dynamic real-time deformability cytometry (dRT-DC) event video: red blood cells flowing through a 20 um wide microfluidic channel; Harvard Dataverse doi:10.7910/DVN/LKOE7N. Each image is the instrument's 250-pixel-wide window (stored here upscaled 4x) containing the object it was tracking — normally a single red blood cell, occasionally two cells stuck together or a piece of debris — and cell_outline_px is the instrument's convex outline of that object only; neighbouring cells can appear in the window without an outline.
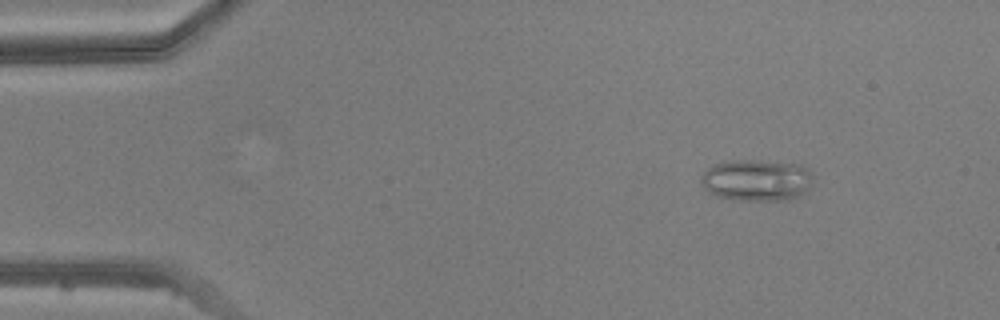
{"species": "common noctule bat (a hibernating species)", "species_latin": "Nyctalus noctula", "temperature_condition": "warm", "stored_images_in_passage": 50, "camera_frame_rate_fps": 3000, "um_per_image_px": 0.085, "animal": {"sex": "male", "body_mass_g": 20.5, "forearm_length_mm": 52.5}, "frame": {"image": 1, "passage_image": 7, "time_ms": 2.0, "image_size_px": [1000, 320], "cell_outline_px": [[812, 176], [808, 188], [804, 192], [788, 200], [740, 200], [716, 196], [708, 192], [704, 188], [700, 180], [700, 176], [708, 168], [724, 160], [756, 160], [800, 164]], "centroid_in_image_um": [64.25, 15.31], "position_along_channel_um": 20.8, "area_um2": 26.99}}
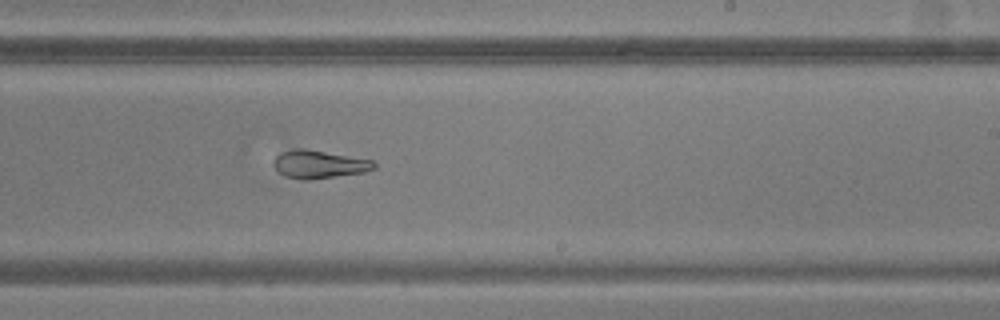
{"frame": {"image": 2, "passage_image": 31, "time_ms": 10.0, "image_size_px": [1000, 320], "cell_outline_px": [[376, 168], [364, 172], [308, 180], [304, 180], [284, 176], [276, 172], [272, 164], [276, 156], [280, 152], [292, 148], [304, 148], [372, 160], [376, 164]], "centroid_in_image_um": [27.05, 13.96], "position_along_channel_um": 261.9, "area_um2": 16.53}}
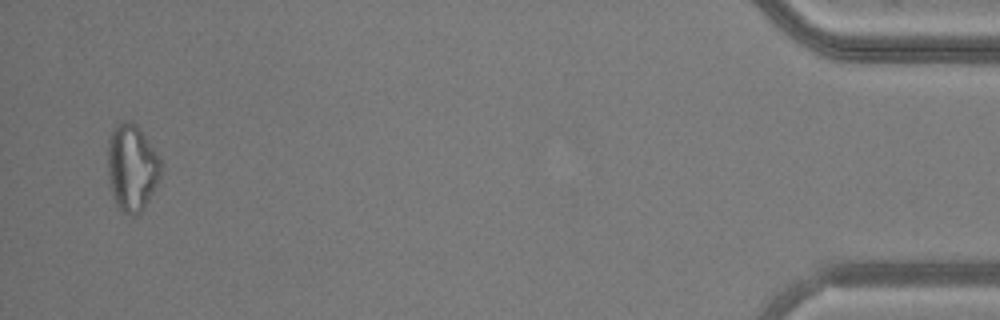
{"frame": {"image": 3, "passage_image": 49, "time_ms": 16.0, "image_size_px": [1000, 320], "cell_outline_px": [[164, 164], [160, 176], [144, 208], [140, 212], [132, 216], [120, 212], [116, 204], [108, 180], [108, 140], [112, 128], [120, 120], [128, 120], [136, 124]], "centroid_in_image_um": [11.2, 14.23], "position_along_channel_um": 424.0, "area_um2": 27.05}}